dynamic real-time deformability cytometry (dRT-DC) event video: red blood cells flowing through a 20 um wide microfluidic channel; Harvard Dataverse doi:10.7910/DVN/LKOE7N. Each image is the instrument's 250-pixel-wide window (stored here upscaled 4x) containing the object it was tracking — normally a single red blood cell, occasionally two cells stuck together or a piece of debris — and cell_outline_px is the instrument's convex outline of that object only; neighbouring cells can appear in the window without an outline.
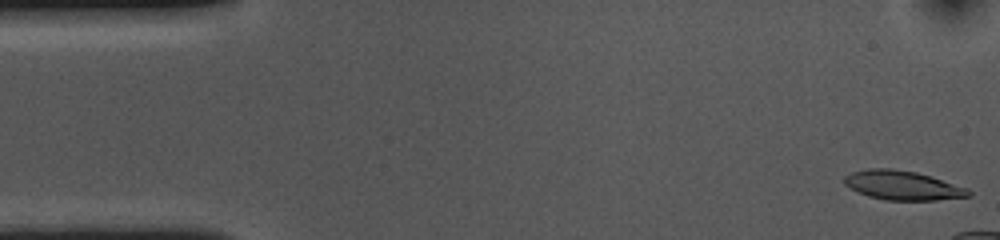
{"species": "common noctule bat (a hibernating species)", "species_latin": "Nyctalus noctula", "temperature_condition": "cold", "stored_images_in_passage": 22, "camera_frame_rate_fps": 3000, "um_per_image_px": 0.085, "animal": {"sex": "female", "body_mass_g": 10.0, "forearm_length_mm": 53.1}, "frame": {"image": 1, "passage_image": 1, "time_ms": 0.0, "image_size_px": [1000, 240], "cell_outline_px": [[972, 196], [936, 200], [884, 200], [868, 196], [856, 192], [844, 184], [844, 176], [852, 172], [868, 168], [892, 168], [916, 172], [932, 176], [968, 188], [972, 192]], "centroid_in_image_um": [76.72, 15.75], "position_along_channel_um": 8.3, "area_um2": 21.39}}
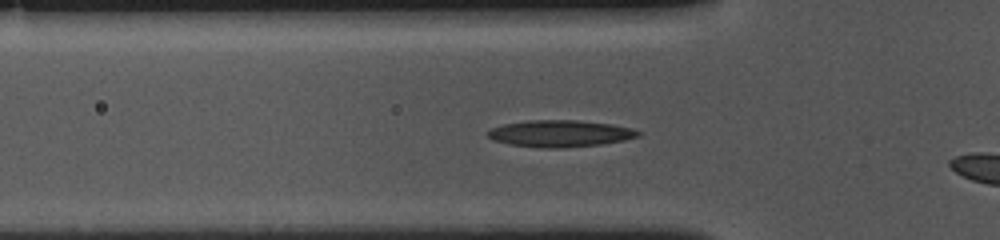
{"frame": {"image": 2, "passage_image": 16, "time_ms": 5.0, "image_size_px": [1000, 240], "cell_outline_px": [[640, 136], [624, 140], [600, 144], [560, 148], [540, 148], [512, 144], [496, 140], [488, 136], [488, 132], [492, 128], [504, 124], [528, 120], [576, 120], [612, 124], [632, 128], [640, 132]], "centroid_in_image_um": [47.65, 11.34], "position_along_channel_um": 78.2, "area_um2": 23.18}}
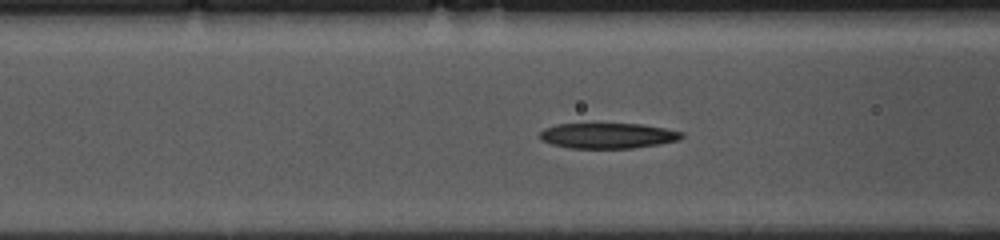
{"frame": {"image": 3, "passage_image": 19, "time_ms": 6.0, "image_size_px": [1000, 240], "cell_outline_px": [[684, 136], [676, 140], [660, 144], [632, 148], [568, 148], [552, 144], [540, 140], [540, 132], [544, 128], [556, 124], [644, 124], [684, 132]], "centroid_in_image_um": [51.65, 11.53], "position_along_channel_um": 115.0, "area_um2": 21.04}}